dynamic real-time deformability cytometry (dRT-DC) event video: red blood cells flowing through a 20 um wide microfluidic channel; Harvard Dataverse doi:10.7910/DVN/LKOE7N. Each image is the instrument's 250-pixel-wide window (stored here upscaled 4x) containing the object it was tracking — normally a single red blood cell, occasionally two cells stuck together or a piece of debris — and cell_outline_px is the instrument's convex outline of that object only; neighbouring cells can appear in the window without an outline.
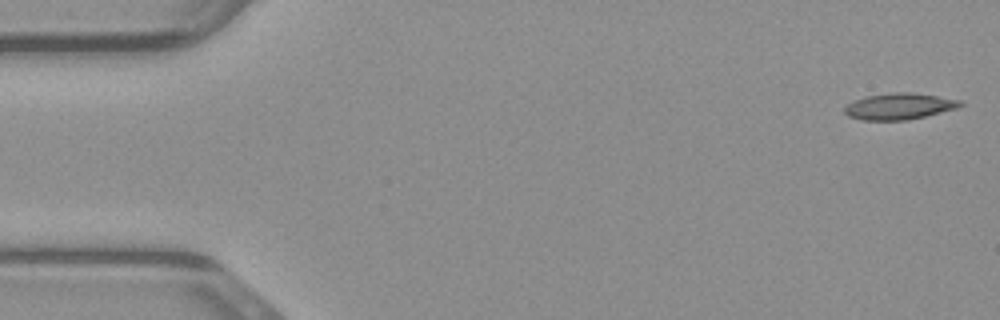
{"species": "common noctule bat (a hibernating species)", "species_latin": "Nyctalus noctula", "temperature_condition": "warm", "stored_images_in_passage": 48, "camera_frame_rate_fps": 3000, "um_per_image_px": 0.085, "animal": {"sex": "male", "body_mass_g": 23.1, "forearm_length_mm": 52.7}, "frame": {"image": 1, "passage_image": 1, "time_ms": 0.0, "image_size_px": [1000, 320], "cell_outline_px": [[964, 104], [956, 108], [908, 120], [860, 120], [848, 116], [844, 112], [844, 104], [868, 96], [892, 92], [912, 92], [960, 100]], "centroid_in_image_um": [76.38, 9.04], "position_along_channel_um": 8.6, "area_um2": 17.63}}
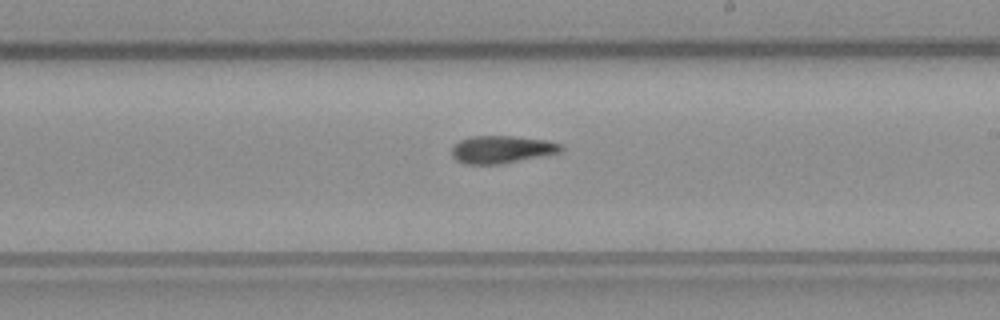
{"frame": {"image": 2, "passage_image": 27, "time_ms": 8.667, "image_size_px": [1000, 320], "cell_outline_px": [[564, 148], [560, 152], [500, 164], [468, 164], [456, 160], [452, 156], [452, 144], [460, 140], [472, 136], [512, 136], [548, 140], [564, 144]], "centroid_in_image_um": [42.65, 12.69], "position_along_channel_um": 246.4, "area_um2": 17.57}}
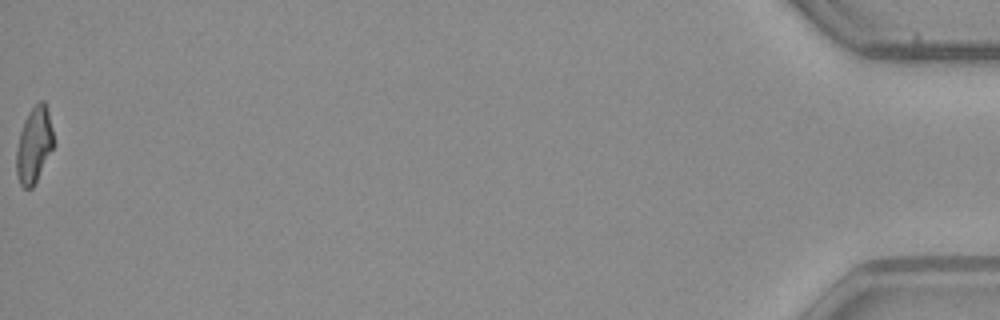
{"frame": {"image": 3, "passage_image": 48, "time_ms": 15.667, "image_size_px": [1000, 320], "cell_outline_px": [[52, 148], [32, 188], [24, 188], [20, 184], [16, 172], [16, 148], [20, 132], [24, 120], [28, 112], [40, 100], [44, 100], [48, 112], [52, 128]], "centroid_in_image_um": [2.86, 12.3], "position_along_channel_um": 432.3, "area_um2": 16.01}}